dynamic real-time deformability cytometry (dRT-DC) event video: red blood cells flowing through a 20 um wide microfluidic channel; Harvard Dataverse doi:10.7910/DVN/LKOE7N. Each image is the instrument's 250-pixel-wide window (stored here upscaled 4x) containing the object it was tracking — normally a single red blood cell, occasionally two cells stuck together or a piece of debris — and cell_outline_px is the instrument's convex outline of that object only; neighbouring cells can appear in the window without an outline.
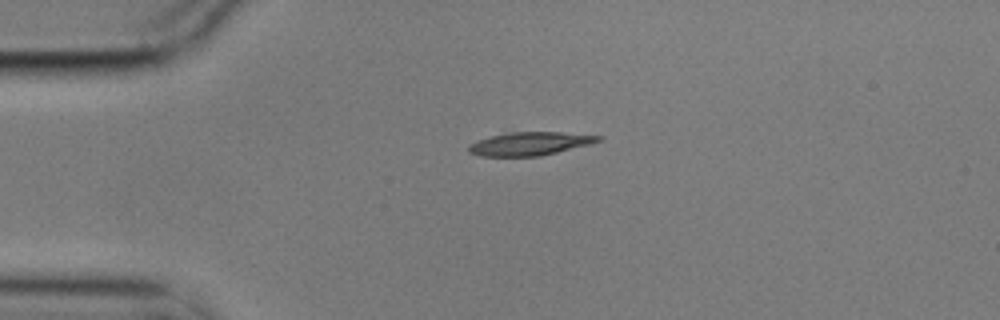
{"species": "common noctule bat (a hibernating species)", "species_latin": "Nyctalus noctula", "temperature_condition": "cold", "stored_images_in_passage": 1, "camera_frame_rate_fps": 3000, "um_per_image_px": 0.085, "animal": {"sex": "male", "body_mass_g": 17.9}, "frame": {"image": 1, "passage_image": 1, "time_ms": 0.0, "image_size_px": [1000, 320], "cell_outline_px": [[604, 136], [600, 140], [588, 144], [540, 156], [480, 156], [468, 152], [468, 144], [492, 136], [508, 132], [560, 132]], "centroid_in_image_um": [45.0, 12.21], "position_along_channel_um": 40.0, "area_um2": 17.34}}